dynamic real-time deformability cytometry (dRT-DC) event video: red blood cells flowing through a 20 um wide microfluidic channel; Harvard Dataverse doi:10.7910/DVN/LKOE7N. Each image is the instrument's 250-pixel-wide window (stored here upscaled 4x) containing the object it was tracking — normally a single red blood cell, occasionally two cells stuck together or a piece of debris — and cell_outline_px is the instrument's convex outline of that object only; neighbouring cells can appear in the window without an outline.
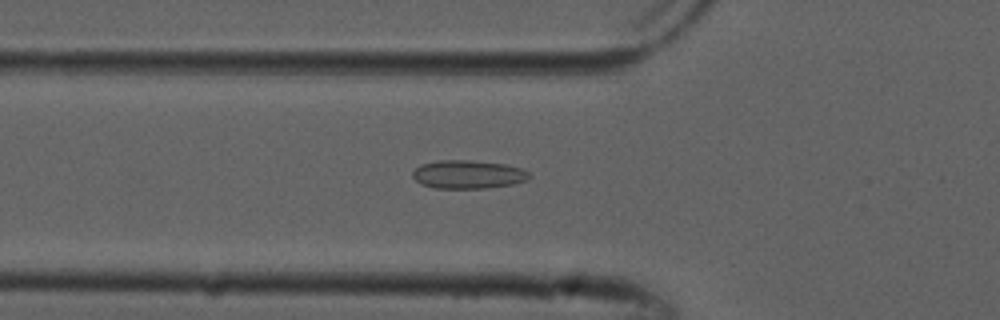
{"species": "common noctule bat (a hibernating species)", "species_latin": "Nyctalus noctula", "temperature_condition": "cold", "stored_images_in_passage": 52, "camera_frame_rate_fps": 3000, "um_per_image_px": 0.085, "animal": {"sex": "male", "forearm_length_mm": 52.5}, "frame": {"image": 1, "passage_image": 18, "time_ms": 5.667, "image_size_px": [1000, 320], "cell_outline_px": [[532, 176], [528, 180], [512, 184], [488, 188], [436, 188], [420, 184], [412, 176], [412, 172], [420, 164], [440, 160], [468, 160], [504, 164], [520, 168], [528, 172]], "centroid_in_image_um": [39.78, 14.83], "position_along_channel_um": 86.0, "area_um2": 19.31}}
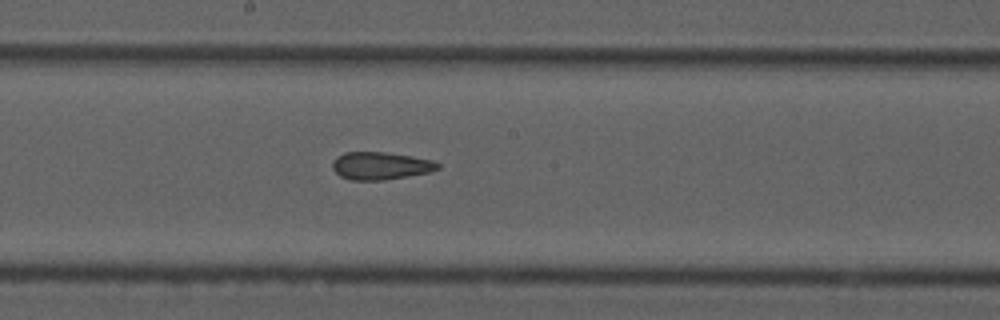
{"frame": {"image": 2, "passage_image": 28, "time_ms": 9.0, "image_size_px": [1000, 320], "cell_outline_px": [[440, 168], [428, 172], [408, 176], [384, 180], [348, 180], [340, 176], [332, 168], [332, 164], [336, 156], [344, 152], [384, 152], [412, 156], [432, 160], [440, 164]], "centroid_in_image_um": [32.32, 14.09], "position_along_channel_um": 215.9, "area_um2": 16.99}}
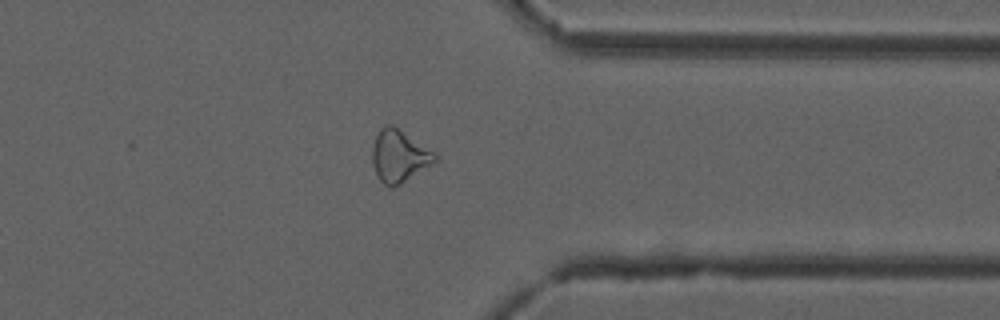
{"frame": {"image": 3, "passage_image": 41, "time_ms": 13.333, "image_size_px": [1000, 320], "cell_outline_px": [[436, 160], [432, 164], [400, 184], [392, 188], [388, 188], [380, 180], [372, 164], [372, 148], [376, 136], [380, 128], [388, 124], [392, 124], [436, 152]], "centroid_in_image_um": [33.92, 13.26], "position_along_channel_um": 377.5, "area_um2": 19.02}, "authors_computed_cell_mechanics": {"area_um2": 19.2185, "velocity_mm_per_s": 3.8744, "shape_relaxation_time_tau1_ms": null, "shape_relaxation_time_tau2_ms": 3.8987, "deformation_change_tau1": null, "deformation_change_tau2": 0.1065}}